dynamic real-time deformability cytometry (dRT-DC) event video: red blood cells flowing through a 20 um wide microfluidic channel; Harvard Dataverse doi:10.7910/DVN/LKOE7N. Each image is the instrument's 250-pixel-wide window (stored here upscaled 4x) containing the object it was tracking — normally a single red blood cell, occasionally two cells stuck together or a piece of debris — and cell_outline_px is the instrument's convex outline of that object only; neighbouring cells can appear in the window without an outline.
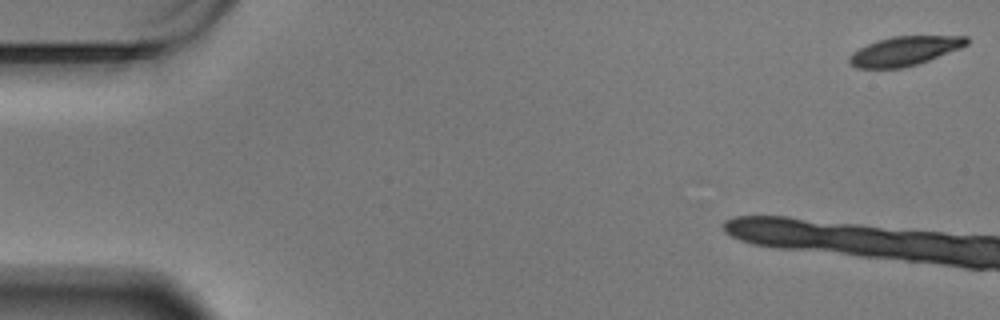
{"species": "Egyptian fruit bat (a non-hibernating species)", "species_latin": "Rousettus aegyptiacus", "temperature_condition": "warm", "stored_images_in_passage": 10, "camera_frame_rate_fps": 3000, "um_per_image_px": 0.085, "animal": {"sex": "male"}, "frame": {"image": 1, "passage_image": 1, "time_ms": 0.0, "image_size_px": [1000, 320], "cell_outline_px": [[968, 44], [960, 48], [928, 60], [904, 68], [856, 68], [848, 60], [848, 56], [852, 52], [868, 44], [892, 36], [968, 36]], "centroid_in_image_um": [76.88, 4.33], "position_along_channel_um": 8.1, "area_um2": 19.71}}